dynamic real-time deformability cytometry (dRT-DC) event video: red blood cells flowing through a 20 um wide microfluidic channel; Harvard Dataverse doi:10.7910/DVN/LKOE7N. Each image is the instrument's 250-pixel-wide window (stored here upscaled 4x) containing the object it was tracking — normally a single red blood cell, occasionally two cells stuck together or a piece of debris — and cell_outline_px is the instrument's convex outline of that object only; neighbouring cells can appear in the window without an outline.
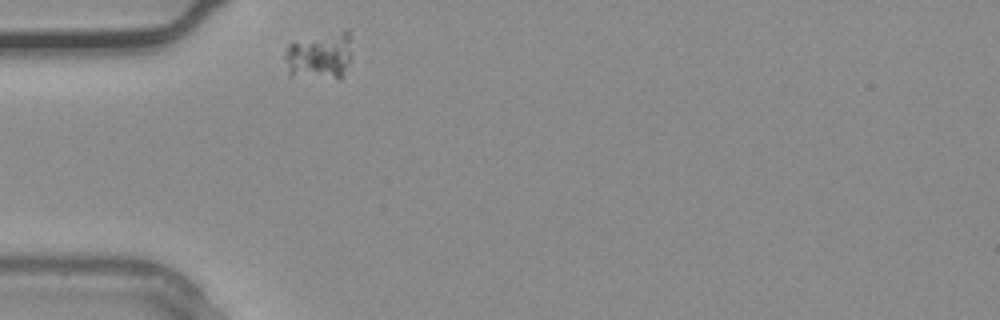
{"species": "common noctule bat (a hibernating species)", "species_latin": "Nyctalus noctula", "temperature_condition": "warm", "stored_images_in_passage": 1, "camera_frame_rate_fps": 3000, "um_per_image_px": 0.085, "animal": {"sex": "male", "body_mass_g": 20.4}, "frame": {"image": 1, "passage_image": 1, "time_ms": 0.0, "image_size_px": [1000, 320], "cell_outline_px": [[352, 60], [344, 76], [340, 80], [288, 76], [284, 60], [284, 52], [288, 44], [340, 32], [348, 32], [352, 56]], "centroid_in_image_um": [27.17, 4.86], "position_along_channel_um": 57.8, "area_um2": 18.67}}